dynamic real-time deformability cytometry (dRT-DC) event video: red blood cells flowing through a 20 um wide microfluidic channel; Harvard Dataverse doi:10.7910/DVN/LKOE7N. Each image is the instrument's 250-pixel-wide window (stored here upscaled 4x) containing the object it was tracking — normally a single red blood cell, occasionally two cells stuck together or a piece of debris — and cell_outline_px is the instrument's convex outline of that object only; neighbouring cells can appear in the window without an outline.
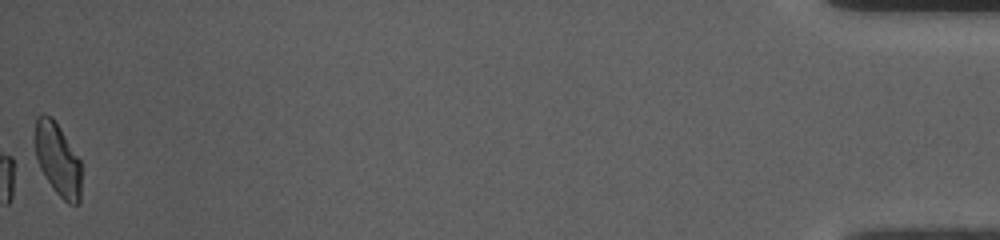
{"species": "common noctule bat (a hibernating species)", "species_latin": "Nyctalus noctula", "temperature_condition": "room temperature", "stored_images_in_passage": 51, "camera_frame_rate_fps": 3000, "um_per_image_px": 0.085, "animal": {"sex": "female", "body_mass_g": 10.0, "forearm_length_mm": 53.1}, "frame": {"image": 1, "passage_image": 51, "time_ms": 16.667, "image_size_px": [1000, 240], "cell_outline_px": [[80, 204], [68, 204], [52, 188], [40, 168], [36, 160], [32, 140], [36, 116], [44, 112], [52, 116], [60, 128], [80, 160]], "centroid_in_image_um": [4.84, 13.49], "position_along_channel_um": 430.4, "area_um2": 20.11}, "authors_computed_cell_mechanics": {"area_um2": 20.23, "velocity_mm_per_s": 3.7394, "shape_relaxation_time_tau1_ms": 3.5478, "shape_relaxation_time_tau2_ms": null, "deformation_change_tau1": 0.1119, "deformation_change_tau2": null}}